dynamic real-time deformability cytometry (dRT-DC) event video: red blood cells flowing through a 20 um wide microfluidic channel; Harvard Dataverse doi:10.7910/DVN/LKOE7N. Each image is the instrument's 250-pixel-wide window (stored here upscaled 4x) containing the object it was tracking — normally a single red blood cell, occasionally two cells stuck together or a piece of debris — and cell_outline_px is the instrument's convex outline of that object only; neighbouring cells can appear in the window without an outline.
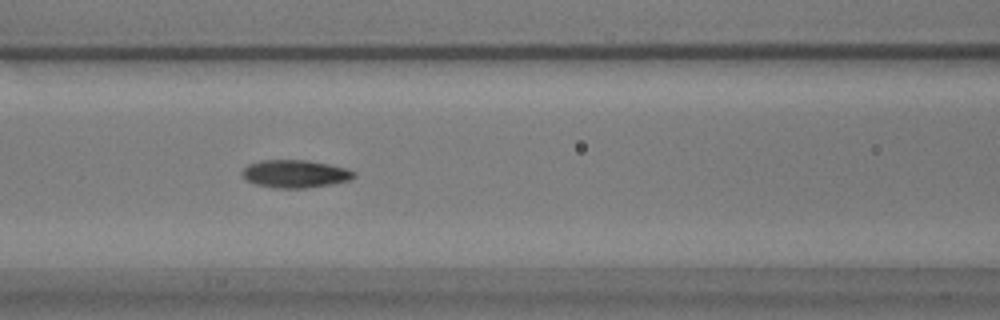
{"species": "common noctule bat (a hibernating species)", "species_latin": "Nyctalus noctula", "temperature_condition": "warm", "stored_images_in_passage": 55, "camera_frame_rate_fps": 3000, "um_per_image_px": 0.085, "animal": {"sex": "male", "body_mass_g": 17.9}, "frame": {"image": 1, "passage_image": 23, "time_ms": 7.333, "image_size_px": [1000, 320], "cell_outline_px": [[356, 176], [348, 180], [328, 184], [304, 188], [280, 188], [256, 184], [244, 180], [240, 172], [248, 164], [260, 160], [308, 160], [348, 168], [356, 172]], "centroid_in_image_um": [25.05, 14.76], "position_along_channel_um": 141.5, "area_um2": 18.09}}
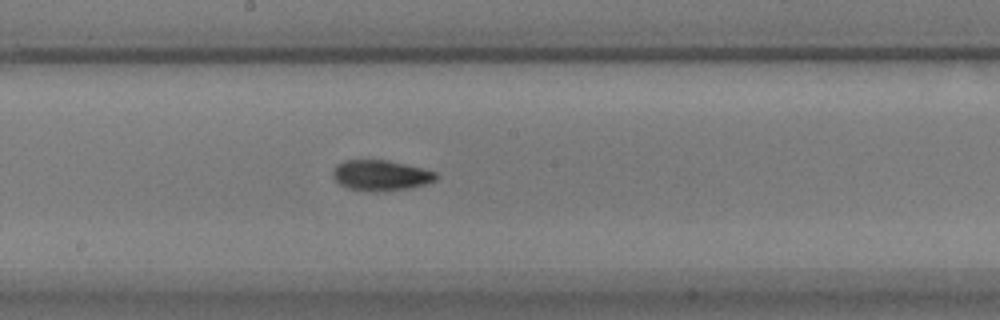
{"frame": {"image": 2, "passage_image": 29, "time_ms": 9.333, "image_size_px": [1000, 320], "cell_outline_px": [[440, 176], [436, 180], [424, 184], [408, 188], [348, 188], [340, 184], [332, 176], [332, 168], [336, 164], [344, 160], [388, 160], [436, 172]], "centroid_in_image_um": [32.35, 14.84], "position_along_channel_um": 215.9, "area_um2": 17.46}}
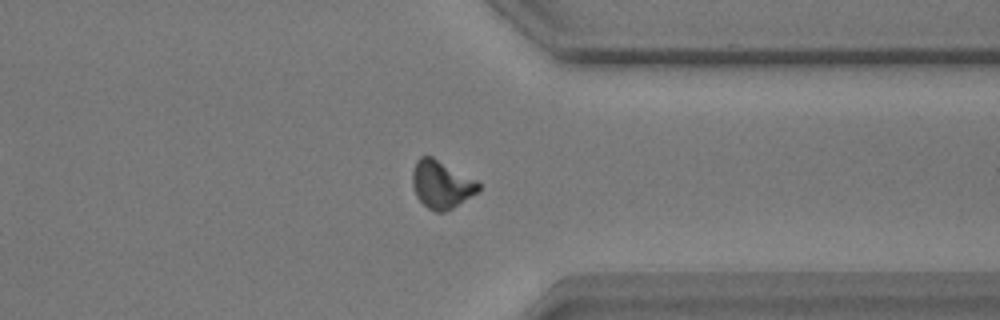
{"frame": {"image": 3, "passage_image": 42, "time_ms": 13.667, "image_size_px": [1000, 320], "cell_outline_px": [[480, 188], [476, 192], [452, 208], [444, 212], [436, 212], [428, 208], [416, 196], [412, 184], [412, 172], [416, 160], [420, 156], [432, 156], [476, 180], [480, 184]], "centroid_in_image_um": [37.48, 15.66], "position_along_channel_um": 373.9, "area_um2": 18.15}, "authors_computed_cell_mechanics": {"area_um2": 17.4556, "velocity_mm_per_s": 3.7194, "shape_relaxation_time_tau1_ms": 3.8469, "shape_relaxation_time_tau2_ms": 3.0757, "deformation_change_tau1": 0.1473, "deformation_change_tau2": 0.0804}}